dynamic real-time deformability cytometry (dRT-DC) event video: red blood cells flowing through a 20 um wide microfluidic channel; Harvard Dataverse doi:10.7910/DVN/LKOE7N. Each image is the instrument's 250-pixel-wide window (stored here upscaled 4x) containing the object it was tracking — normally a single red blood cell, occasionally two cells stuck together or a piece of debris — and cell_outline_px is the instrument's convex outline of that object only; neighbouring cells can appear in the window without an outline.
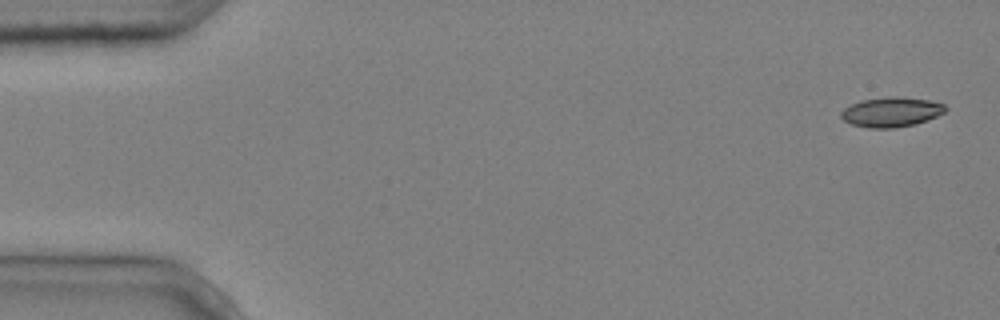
{"species": "common noctule bat (a hibernating species)", "species_latin": "Nyctalus noctula", "temperature_condition": "cold", "stored_images_in_passage": 5, "camera_frame_rate_fps": 3000, "um_per_image_px": 0.085, "animal": {"sex": "male", "body_mass_g": 20.4}, "frame": {"image": 1, "passage_image": 1, "time_ms": 0.0, "image_size_px": [1000, 320], "cell_outline_px": [[948, 108], [944, 112], [928, 120], [916, 124], [892, 128], [868, 128], [852, 124], [844, 120], [840, 116], [840, 112], [844, 108], [860, 100], [892, 96], [896, 96], [928, 100], [944, 104]], "centroid_in_image_um": [75.75, 9.52], "position_along_channel_um": 9.2, "area_um2": 18.09}}
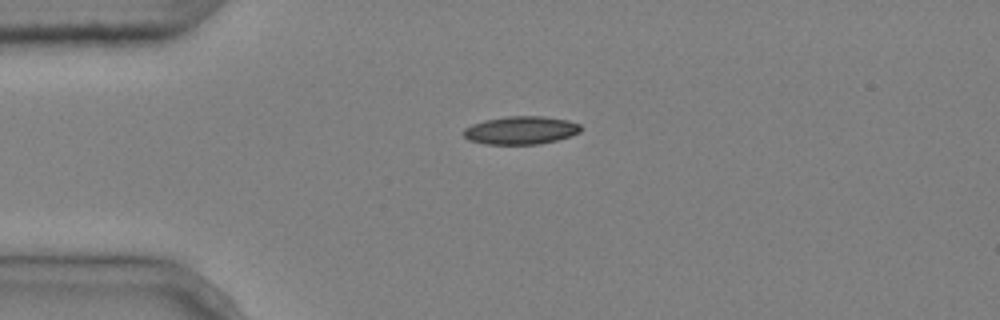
{"frame": {"image": 2, "passage_image": 4, "time_ms": 1.0, "image_size_px": [1000, 320], "cell_outline_px": [[580, 132], [572, 136], [540, 144], [484, 144], [468, 140], [460, 132], [464, 128], [472, 124], [484, 120], [508, 116], [544, 116], [568, 120], [580, 124]], "centroid_in_image_um": [44.24, 11.07], "position_along_channel_um": 40.8, "area_um2": 19.36}}
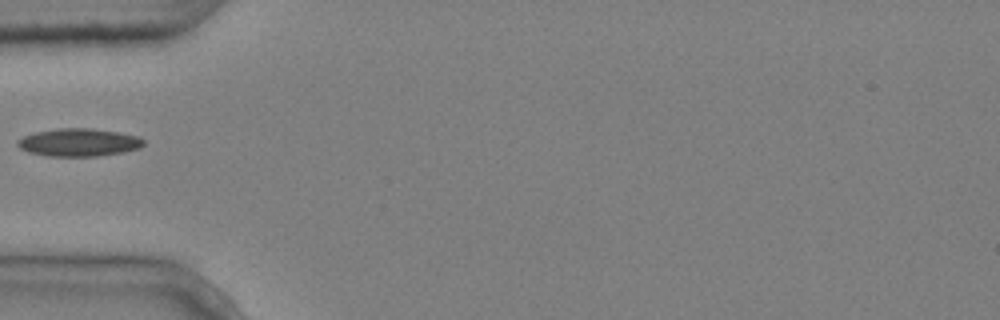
{"frame": {"image": 3, "passage_image": 5, "time_ms": 1.333, "image_size_px": [1000, 320], "cell_outline_px": [[144, 144], [140, 148], [120, 152], [96, 156], [48, 156], [28, 152], [20, 148], [16, 144], [16, 140], [24, 136], [36, 132], [56, 128], [92, 128], [140, 136], [144, 140]], "centroid_in_image_um": [6.68, 12.1], "position_along_channel_um": 78.3, "area_um2": 20.4}}